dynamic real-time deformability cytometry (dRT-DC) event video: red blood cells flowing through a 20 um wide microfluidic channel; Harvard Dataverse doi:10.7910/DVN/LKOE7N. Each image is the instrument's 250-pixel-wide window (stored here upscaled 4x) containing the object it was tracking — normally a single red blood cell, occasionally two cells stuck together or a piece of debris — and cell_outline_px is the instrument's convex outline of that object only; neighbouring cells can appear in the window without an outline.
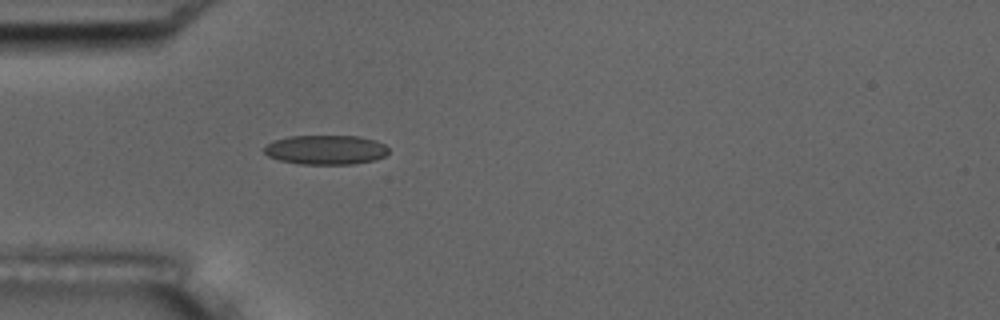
{"species": "common noctule bat (a hibernating species)", "species_latin": "Nyctalus noctula", "temperature_condition": "room temperature", "stored_images_in_passage": 4, "camera_frame_rate_fps": 3000, "um_per_image_px": 0.085, "animal": {"sex": "male", "body_mass_g": 17.5, "forearm_length_mm": 52.3}, "frame": {"image": 1, "passage_image": 4, "time_ms": 4.667, "image_size_px": [1000, 320], "cell_outline_px": [[388, 152], [384, 156], [376, 160], [352, 164], [300, 164], [280, 160], [268, 156], [264, 152], [264, 148], [272, 140], [288, 136], [360, 136], [376, 140], [384, 144], [388, 148]], "centroid_in_image_um": [27.7, 12.73], "position_along_channel_um": 57.3, "area_um2": 21.44}}